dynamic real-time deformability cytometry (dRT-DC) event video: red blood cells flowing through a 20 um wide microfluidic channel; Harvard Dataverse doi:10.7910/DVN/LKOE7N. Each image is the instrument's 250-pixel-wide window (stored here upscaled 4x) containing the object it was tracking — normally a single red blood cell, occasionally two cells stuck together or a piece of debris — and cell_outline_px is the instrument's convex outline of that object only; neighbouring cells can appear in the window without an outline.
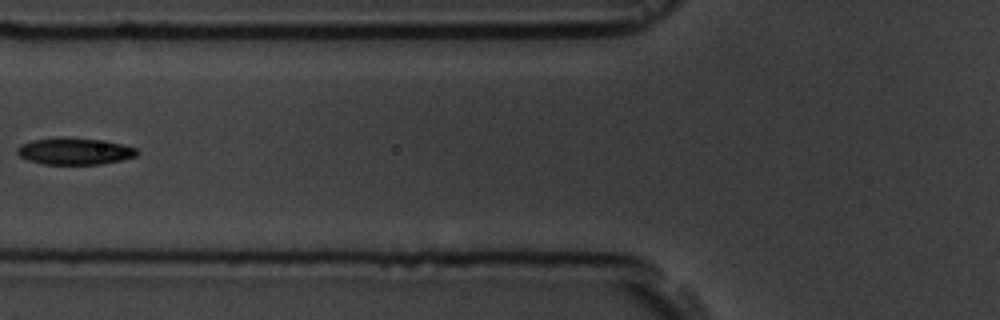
{"species": "common noctule bat (a hibernating species)", "species_latin": "Nyctalus noctula", "temperature_condition": "room temperature", "stored_images_in_passage": 6, "camera_frame_rate_fps": 3000, "um_per_image_px": 0.085, "animal": {"sex": "male", "body_mass_g": 19.5, "forearm_length_mm": 54.6}, "frame": {"image": 1, "passage_image": 6, "time_ms": 5.667, "image_size_px": [1000, 320], "cell_outline_px": [[140, 152], [136, 156], [120, 160], [100, 164], [44, 164], [28, 160], [20, 156], [16, 152], [16, 148], [20, 144], [32, 140], [96, 140], [124, 144], [136, 148]], "centroid_in_image_um": [6.36, 12.9], "position_along_channel_um": 119.4, "area_um2": 17.8}}